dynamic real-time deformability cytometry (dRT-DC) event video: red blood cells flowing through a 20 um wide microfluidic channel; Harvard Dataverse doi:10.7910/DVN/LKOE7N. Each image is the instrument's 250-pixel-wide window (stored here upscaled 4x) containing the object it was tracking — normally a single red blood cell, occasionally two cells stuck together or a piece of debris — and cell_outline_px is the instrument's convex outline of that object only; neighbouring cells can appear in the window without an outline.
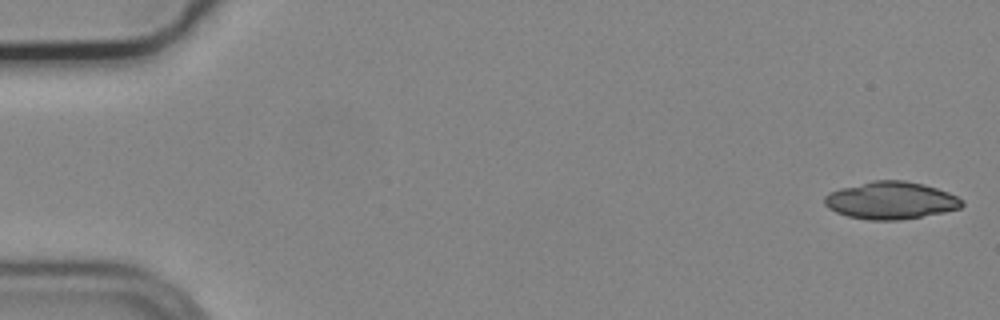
{"species": "common noctule bat (a hibernating species)", "species_latin": "Nyctalus noctula", "temperature_condition": "cold", "stored_images_in_passage": 54, "camera_frame_rate_fps": 3000, "um_per_image_px": 0.085, "animal": {"sex": "male", "body_mass_g": 19.2, "forearm_length_mm": 51.8}, "frame": {"image": 1, "passage_image": 1, "time_ms": 0.0, "image_size_px": [1000, 320], "cell_outline_px": [[964, 204], [960, 208], [944, 212], [896, 220], [868, 220], [848, 216], [836, 212], [828, 208], [824, 204], [824, 196], [828, 192], [840, 188], [872, 180], [904, 180], [924, 184], [948, 192], [964, 200]], "centroid_in_image_um": [75.7, 17.02], "position_along_channel_um": 9.3, "area_um2": 30.0}}
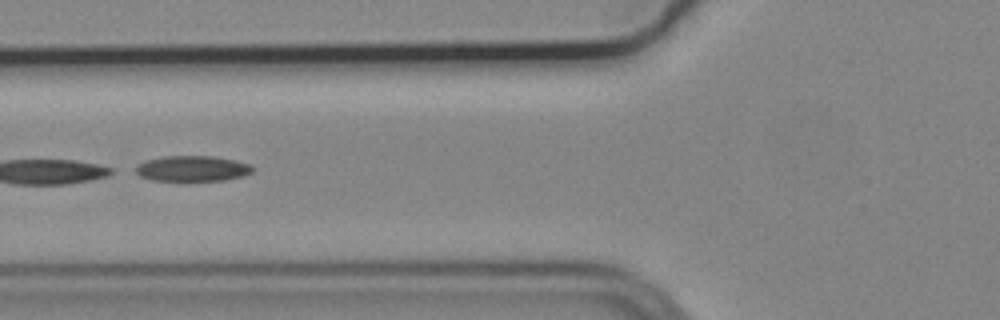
{"frame": {"image": 2, "passage_image": 21, "time_ms": 6.667, "image_size_px": [1000, 320], "cell_outline_px": [[252, 172], [244, 176], [224, 180], [184, 184], [152, 180], [140, 176], [136, 172], [136, 164], [144, 160], [160, 156], [216, 156], [252, 164]], "centroid_in_image_um": [16.31, 14.37], "position_along_channel_um": 109.5, "area_um2": 18.55}}